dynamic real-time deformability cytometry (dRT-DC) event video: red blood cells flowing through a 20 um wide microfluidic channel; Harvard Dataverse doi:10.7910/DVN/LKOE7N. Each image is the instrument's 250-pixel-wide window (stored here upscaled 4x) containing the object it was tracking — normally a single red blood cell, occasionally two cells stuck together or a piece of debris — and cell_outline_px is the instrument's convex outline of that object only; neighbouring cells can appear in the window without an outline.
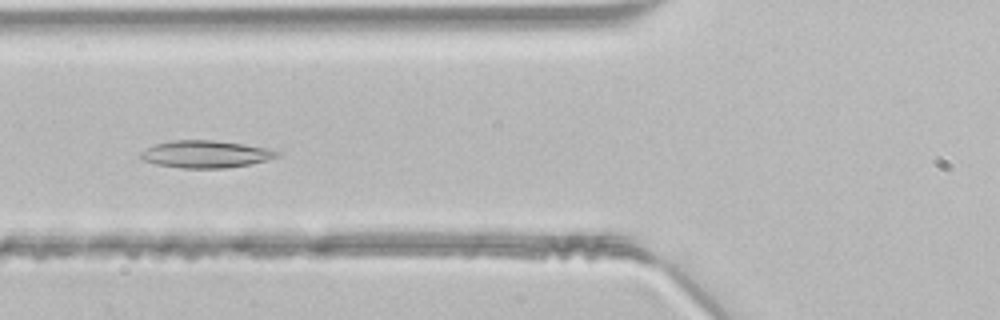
{"species": "common noctule bat (a hibernating species)", "species_latin": "Nyctalus noctula", "temperature_condition": "room temperature", "stored_images_in_passage": 39, "segment_of_instrument_passage": [1, 2], "camera_frame_rate_fps": 3000, "um_per_image_px": 0.085, "animal": {"sex": "male", "body_mass_g": 21.5, "forearm_length_mm": 52.0}, "frame": {"image": 1, "passage_image": 9, "time_ms": 2.667, "image_size_px": [1000, 320], "cell_outline_px": [[280, 156], [268, 160], [248, 164], [224, 168], [180, 168], [156, 164], [144, 160], [140, 156], [140, 152], [156, 144], [172, 140], [212, 140], [244, 144], [268, 148], [280, 152]], "centroid_in_image_um": [17.5, 13.1], "position_along_channel_um": 108.3, "area_um2": 21.56}}
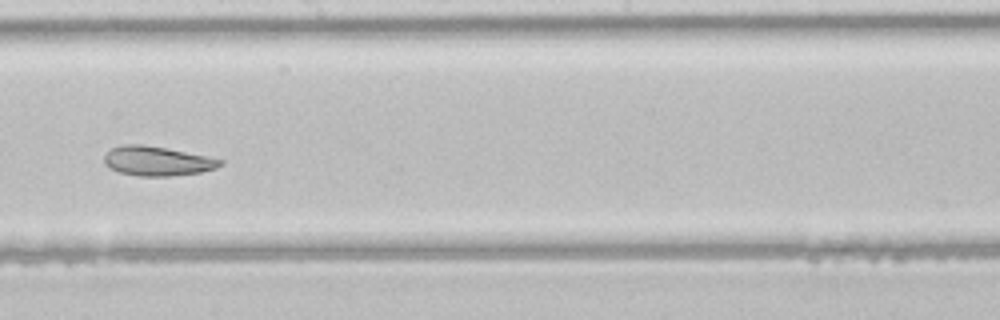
{"frame": {"image": 2, "passage_image": 18, "time_ms": 5.667, "image_size_px": [1000, 320], "cell_outline_px": [[224, 164], [216, 168], [200, 172], [168, 176], [136, 176], [120, 172], [108, 168], [104, 164], [104, 156], [112, 148], [120, 144], [140, 144], [164, 148], [208, 156], [224, 160]], "centroid_in_image_um": [13.35, 13.69], "position_along_channel_um": 234.9, "area_um2": 19.88}}
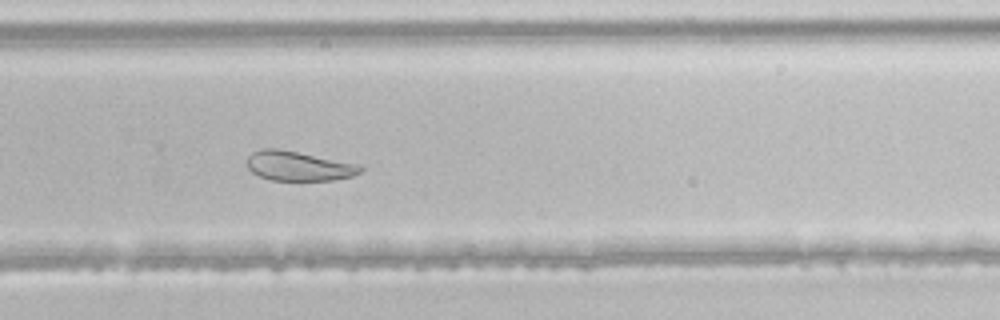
{"frame": {"image": 3, "passage_image": 23, "time_ms": 7.333, "image_size_px": [1000, 320], "cell_outline_px": [[364, 168], [360, 172], [352, 176], [332, 180], [272, 180], [260, 176], [252, 172], [244, 164], [248, 156], [252, 152], [260, 148], [276, 148], [360, 164]], "centroid_in_image_um": [25.34, 14.1], "position_along_channel_um": 304.5, "area_um2": 19.59}}